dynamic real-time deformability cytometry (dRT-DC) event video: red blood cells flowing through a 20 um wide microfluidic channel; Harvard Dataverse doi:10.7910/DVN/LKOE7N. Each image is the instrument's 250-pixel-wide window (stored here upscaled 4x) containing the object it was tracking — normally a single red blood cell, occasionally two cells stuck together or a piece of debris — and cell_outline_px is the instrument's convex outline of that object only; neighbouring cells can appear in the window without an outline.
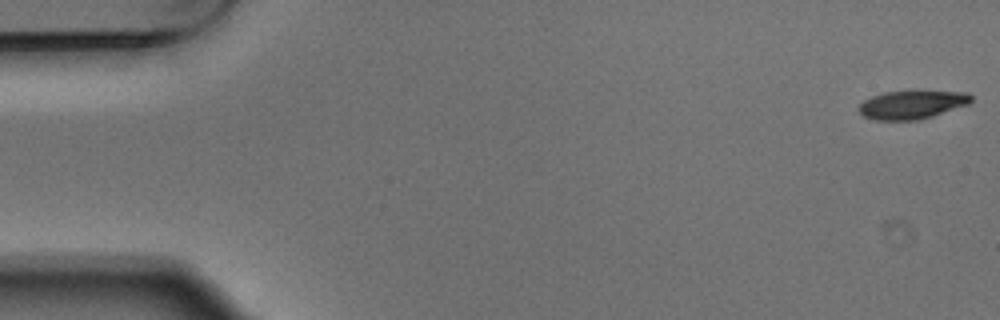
{"species": "Egyptian fruit bat (a non-hibernating species)", "species_latin": "Rousettus aegyptiacus", "temperature_condition": "warm", "stored_images_in_passage": 5, "camera_frame_rate_fps": 3000, "um_per_image_px": 0.085, "animal": {"sex": "male"}, "frame": {"image": 1, "passage_image": 1, "time_ms": 0.0, "image_size_px": [1000, 320], "cell_outline_px": [[972, 100], [968, 104], [920, 120], [872, 120], [864, 116], [856, 108], [864, 100], [872, 96], [884, 92], [968, 92], [972, 96]], "centroid_in_image_um": [77.47, 8.92], "position_along_channel_um": 7.5, "area_um2": 18.32}}
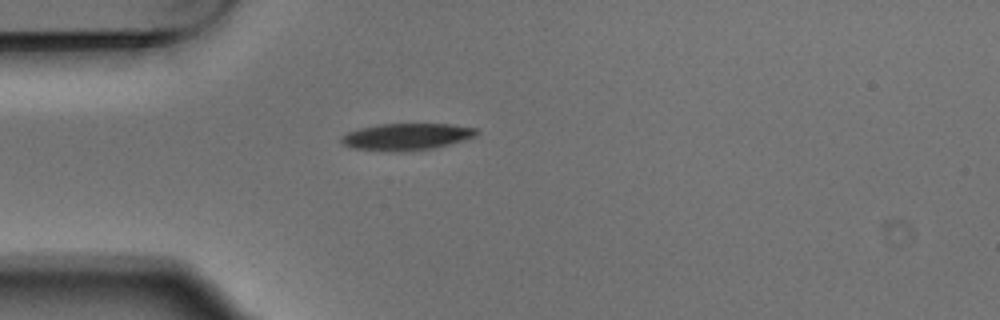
{"frame": {"image": 2, "passage_image": 5, "time_ms": 1.333, "image_size_px": [1000, 320], "cell_outline_px": [[480, 132], [476, 136], [464, 140], [432, 148], [404, 152], [396, 152], [352, 148], [344, 144], [340, 140], [340, 136], [348, 132], [360, 128], [380, 124], [452, 124], [476, 128]], "centroid_in_image_um": [34.56, 11.62], "position_along_channel_um": 50.4, "area_um2": 21.15}}